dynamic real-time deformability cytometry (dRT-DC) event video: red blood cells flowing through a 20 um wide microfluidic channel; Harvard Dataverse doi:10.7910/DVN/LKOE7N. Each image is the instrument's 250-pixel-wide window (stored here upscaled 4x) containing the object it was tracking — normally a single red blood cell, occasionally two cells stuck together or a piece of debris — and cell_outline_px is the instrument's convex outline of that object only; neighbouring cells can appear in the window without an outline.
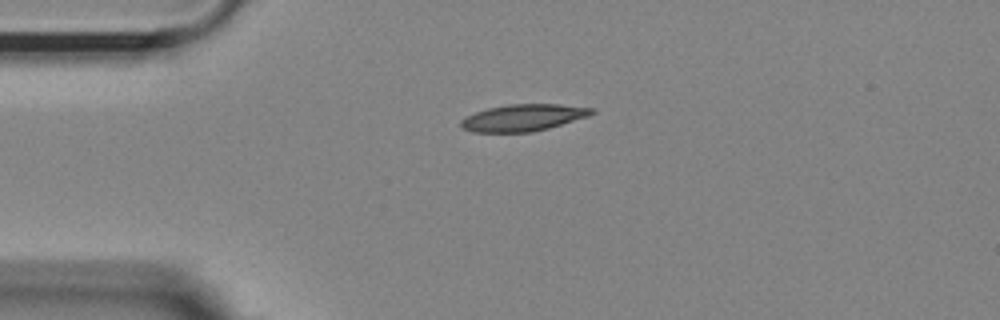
{"species": "Egyptian fruit bat (a non-hibernating species)", "species_latin": "Rousettus aegyptiacus", "temperature_condition": "room temperature", "stored_images_in_passage": 33, "camera_frame_rate_fps": 3000, "um_per_image_px": 0.085, "animal": {"sex": "female"}, "frame": {"image": 1, "passage_image": 1, "time_ms": 0.0, "image_size_px": [1000, 320], "cell_outline_px": [[596, 112], [588, 116], [548, 128], [532, 132], [472, 132], [460, 128], [460, 120], [464, 116], [488, 108], [508, 104], [560, 104], [596, 108]], "centroid_in_image_um": [44.45, 10.0], "position_along_channel_um": 40.5, "area_um2": 20.58}}
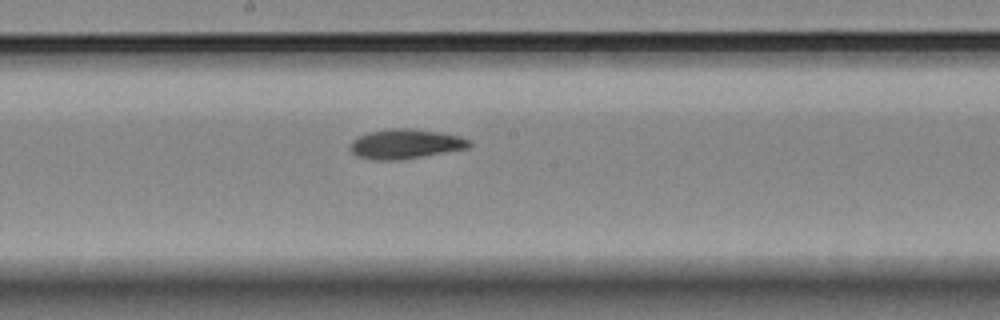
{"frame": {"image": 2, "passage_image": 17, "time_ms": 5.333, "image_size_px": [1000, 320], "cell_outline_px": [[472, 144], [468, 148], [400, 160], [372, 160], [356, 156], [348, 148], [348, 144], [356, 136], [368, 132], [392, 128], [408, 128], [440, 132], [460, 136], [472, 140]], "centroid_in_image_um": [34.42, 12.23], "position_along_channel_um": 213.8, "area_um2": 20.87}}
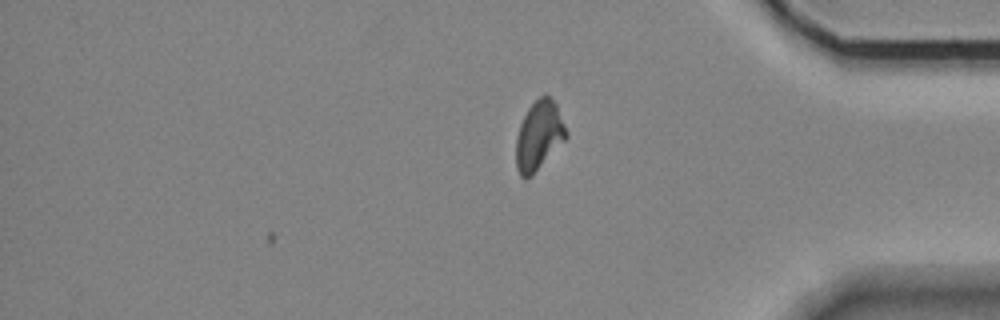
{"frame": {"image": 3, "passage_image": 33, "time_ms": 10.667, "image_size_px": [1000, 320], "cell_outline_px": [[568, 136], [532, 176], [524, 180], [520, 176], [516, 168], [516, 136], [520, 124], [528, 108], [544, 92], [556, 104], [568, 132]], "centroid_in_image_um": [45.79, 11.54], "position_along_channel_um": 389.4, "area_um2": 20.23}, "authors_computed_cell_mechanics": {"area_um2": 20.4034, "velocity_mm_per_s": 3.6691, "shape_relaxation_time_tau1_ms": 5.4881, "shape_relaxation_time_tau2_ms": 3.308, "deformation_change_tau1": 0.1633, "deformation_change_tau2": 0.0973}}